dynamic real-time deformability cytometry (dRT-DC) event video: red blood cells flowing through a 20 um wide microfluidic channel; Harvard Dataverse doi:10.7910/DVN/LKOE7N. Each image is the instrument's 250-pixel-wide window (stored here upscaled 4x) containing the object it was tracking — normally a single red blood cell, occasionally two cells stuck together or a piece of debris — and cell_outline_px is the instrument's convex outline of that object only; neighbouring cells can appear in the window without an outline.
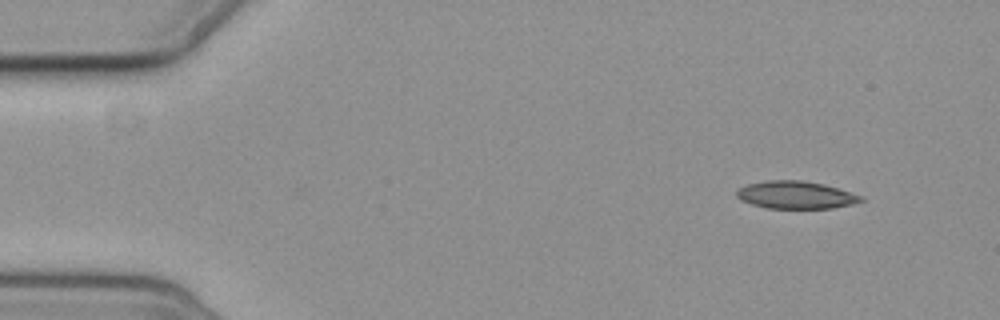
{"species": "common noctule bat (a hibernating species)", "species_latin": "Nyctalus noctula", "temperature_condition": "cold", "stored_images_in_passage": 4, "camera_frame_rate_fps": 3000, "um_per_image_px": 0.085, "animal": {"sex": "female", "body_mass_g": 19.3, "forearm_length_mm": 54.1}, "frame": {"image": 1, "passage_image": 1, "time_ms": 0.0, "image_size_px": [1000, 320], "cell_outline_px": [[864, 200], [852, 204], [832, 208], [768, 208], [752, 204], [740, 200], [736, 196], [736, 192], [740, 188], [748, 184], [764, 180], [800, 180], [824, 184], [864, 196]], "centroid_in_image_um": [67.64, 16.56], "position_along_channel_um": 17.4, "area_um2": 19.94}}
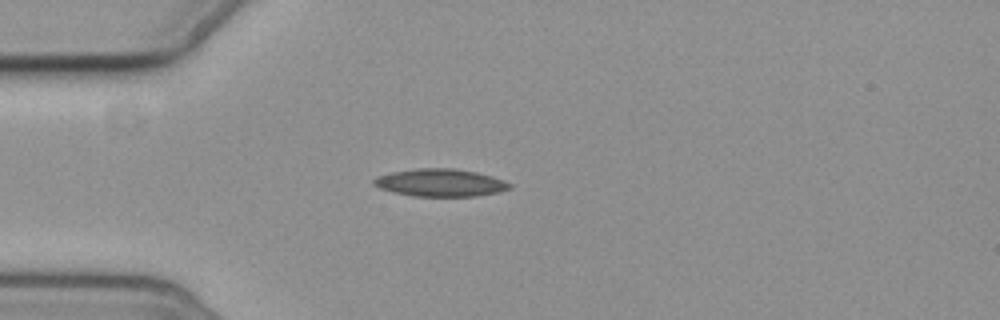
{"frame": {"image": 2, "passage_image": 4, "time_ms": 3.333, "image_size_px": [1000, 320], "cell_outline_px": [[512, 188], [496, 192], [476, 196], [412, 196], [380, 188], [372, 184], [372, 180], [376, 176], [392, 172], [416, 168], [452, 168], [476, 172], [492, 176], [504, 180], [512, 184]], "centroid_in_image_um": [37.42, 15.52], "position_along_channel_um": 47.6, "area_um2": 21.79}}